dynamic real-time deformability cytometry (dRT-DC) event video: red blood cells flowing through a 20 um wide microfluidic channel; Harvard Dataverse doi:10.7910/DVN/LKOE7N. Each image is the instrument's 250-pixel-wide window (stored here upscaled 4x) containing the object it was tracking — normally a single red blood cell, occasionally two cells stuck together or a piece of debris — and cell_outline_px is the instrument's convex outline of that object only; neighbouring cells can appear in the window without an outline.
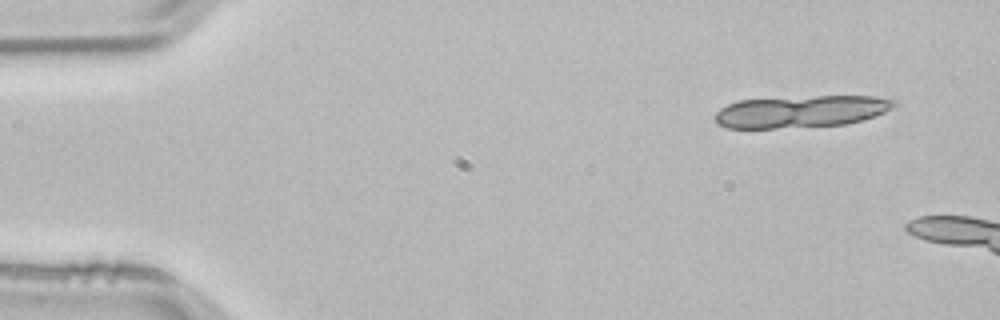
{"species": "common noctule bat (a hibernating species)", "species_latin": "Nyctalus noctula", "temperature_condition": "room temperature", "stored_images_in_passage": 3, "camera_frame_rate_fps": 3000, "um_per_image_px": 0.085, "animal": {"sex": "male", "body_mass_g": 21.5, "forearm_length_mm": 52.0}, "frame": {"image": 1, "passage_image": 1, "time_ms": 0.0, "image_size_px": [1000, 320], "cell_outline_px": [[896, 104], [892, 108], [876, 116], [844, 124], [776, 128], [728, 128], [716, 124], [712, 116], [720, 108], [728, 104], [740, 100], [816, 96], [876, 96], [896, 100]], "centroid_in_image_um": [68.05, 9.47], "position_along_channel_um": 16.9, "area_um2": 33.41}}